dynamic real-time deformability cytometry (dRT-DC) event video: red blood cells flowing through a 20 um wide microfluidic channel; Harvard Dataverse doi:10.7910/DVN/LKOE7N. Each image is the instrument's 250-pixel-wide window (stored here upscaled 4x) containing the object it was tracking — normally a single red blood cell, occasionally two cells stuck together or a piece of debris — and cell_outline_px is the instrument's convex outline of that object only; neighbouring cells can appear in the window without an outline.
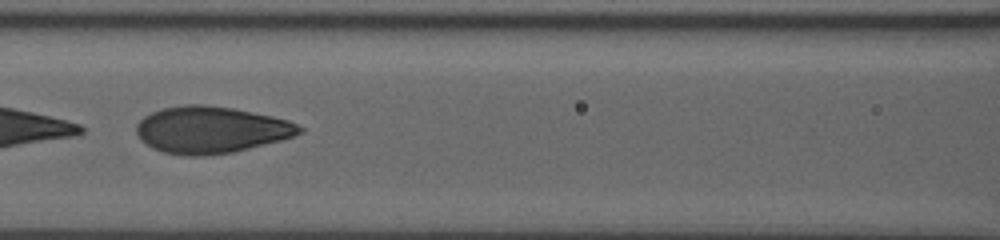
{"species": "human", "species_latin": "Homo sapiens", "temperature_condition": "room temperature", "stored_images_in_passage": 22, "camera_frame_rate_fps": 3000, "um_per_image_px": 0.085, "donor": {"sex": "male"}, "frame": {"image": 1, "passage_image": 10, "time_ms": 3.0, "image_size_px": [1000, 240], "cell_outline_px": [[304, 132], [280, 140], [232, 152], [200, 156], [188, 156], [164, 152], [152, 148], [140, 140], [136, 132], [136, 124], [144, 116], [160, 108], [184, 104], [204, 104], [232, 108], [272, 116], [288, 120], [304, 128]], "centroid_in_image_um": [17.89, 11.02], "position_along_channel_um": 148.7, "area_um2": 44.39}}
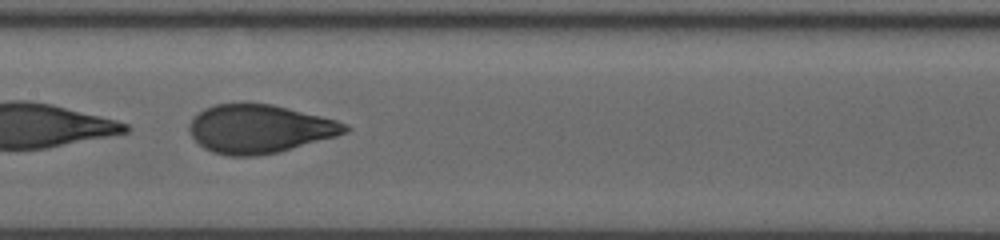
{"frame": {"image": 2, "passage_image": 13, "time_ms": 4.0, "image_size_px": [1000, 240], "cell_outline_px": [[352, 128], [348, 132], [336, 136], [276, 152], [256, 156], [228, 156], [212, 152], [204, 148], [192, 136], [188, 128], [188, 124], [192, 116], [204, 108], [216, 104], [272, 104], [336, 120], [348, 124]], "centroid_in_image_um": [22.03, 10.95], "position_along_channel_um": 185.4, "area_um2": 43.75}}